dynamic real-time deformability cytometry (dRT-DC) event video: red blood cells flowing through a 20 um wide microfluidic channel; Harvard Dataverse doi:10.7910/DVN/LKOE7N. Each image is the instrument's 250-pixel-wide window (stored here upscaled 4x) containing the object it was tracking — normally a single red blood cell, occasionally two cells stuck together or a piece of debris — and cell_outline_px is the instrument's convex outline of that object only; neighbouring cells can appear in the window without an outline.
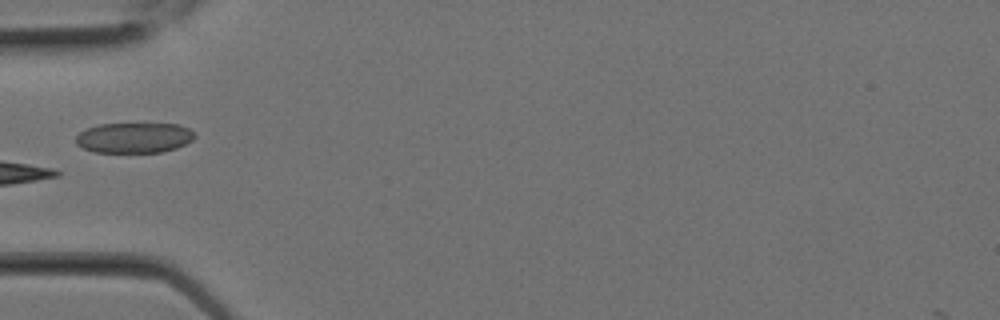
{"species": "Egyptian fruit bat (a non-hibernating species)", "species_latin": "Rousettus aegyptiacus", "temperature_condition": "room temperature", "stored_images_in_passage": 2, "camera_frame_rate_fps": 3000, "um_per_image_px": 0.085, "animal": {"sex": "female"}, "frame": {"image": 1, "passage_image": 2, "time_ms": 0.333, "image_size_px": [1000, 320], "cell_outline_px": [[196, 136], [192, 140], [176, 148], [160, 152], [96, 152], [84, 148], [76, 144], [76, 136], [80, 132], [88, 128], [100, 124], [180, 124], [196, 132]], "centroid_in_image_um": [11.43, 11.7], "position_along_channel_um": 73.6, "area_um2": 20.92}}